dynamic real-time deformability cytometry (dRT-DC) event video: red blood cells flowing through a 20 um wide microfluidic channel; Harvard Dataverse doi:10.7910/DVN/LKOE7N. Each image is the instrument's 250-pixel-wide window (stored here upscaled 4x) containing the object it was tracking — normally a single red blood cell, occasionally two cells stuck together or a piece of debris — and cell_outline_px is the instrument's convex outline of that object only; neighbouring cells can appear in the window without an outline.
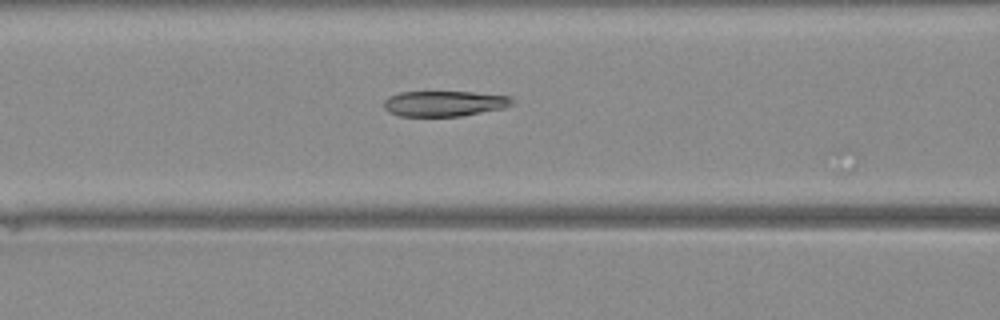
{"species": "Egyptian fruit bat (a non-hibernating species)", "species_latin": "Rousettus aegyptiacus", "temperature_condition": "warm", "stored_images_in_passage": 10, "camera_frame_rate_fps": 3000, "um_per_image_px": 0.085, "animal": {"sex": "female"}, "frame": {"image": 1, "passage_image": 9, "time_ms": 2.667, "image_size_px": [1000, 320], "cell_outline_px": [[516, 104], [504, 108], [460, 116], [400, 116], [388, 112], [384, 108], [384, 100], [388, 96], [400, 92], [472, 92], [512, 96], [516, 100]], "centroid_in_image_um": [37.81, 8.8], "position_along_channel_um": 128.8, "area_um2": 19.31}}